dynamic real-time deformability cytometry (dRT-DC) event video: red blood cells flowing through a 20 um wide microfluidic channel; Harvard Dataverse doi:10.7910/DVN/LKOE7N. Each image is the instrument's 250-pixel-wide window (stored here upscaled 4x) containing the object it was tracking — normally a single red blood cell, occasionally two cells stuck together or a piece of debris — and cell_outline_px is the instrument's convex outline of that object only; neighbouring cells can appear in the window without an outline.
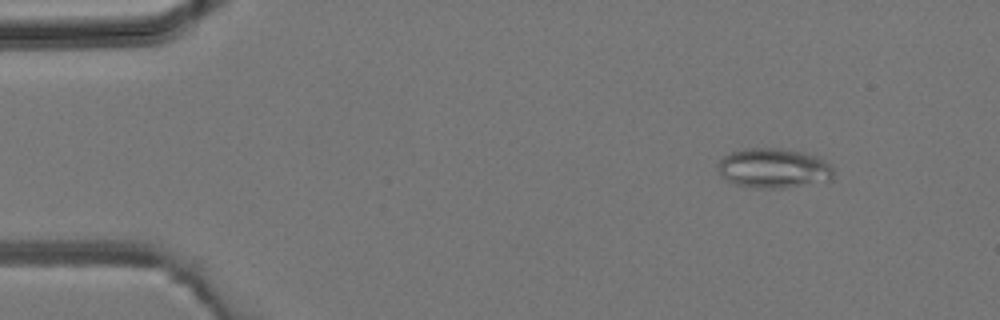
{"species": "common noctule bat (a hibernating species)", "species_latin": "Nyctalus noctula", "temperature_condition": "room temperature", "stored_images_in_passage": 44, "camera_frame_rate_fps": 3000, "um_per_image_px": 0.085, "animal": {"sex": "male", "body_mass_g": 19.2, "forearm_length_mm": 51.8}, "frame": {"image": 1, "passage_image": 5, "time_ms": 1.333, "image_size_px": [1000, 320], "cell_outline_px": [[832, 180], [784, 188], [752, 188], [732, 184], [720, 176], [716, 168], [716, 164], [724, 156], [732, 152], [744, 148], [780, 148], [804, 152], [820, 156], [832, 164]], "centroid_in_image_um": [65.74, 14.3], "position_along_channel_um": 19.3, "area_um2": 27.4}}
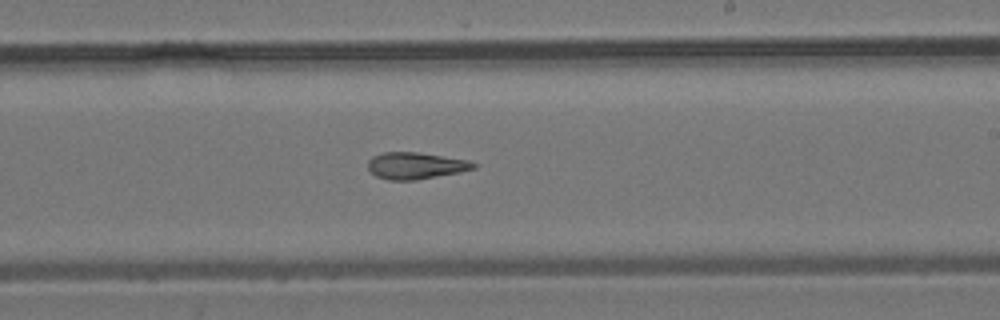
{"frame": {"image": 2, "passage_image": 26, "time_ms": 8.333, "image_size_px": [1000, 320], "cell_outline_px": [[476, 168], [460, 172], [416, 180], [388, 180], [376, 176], [368, 168], [368, 160], [372, 156], [384, 152], [416, 152], [468, 160], [476, 164]], "centroid_in_image_um": [35.31, 14.08], "position_along_channel_um": 253.7, "area_um2": 16.36}}
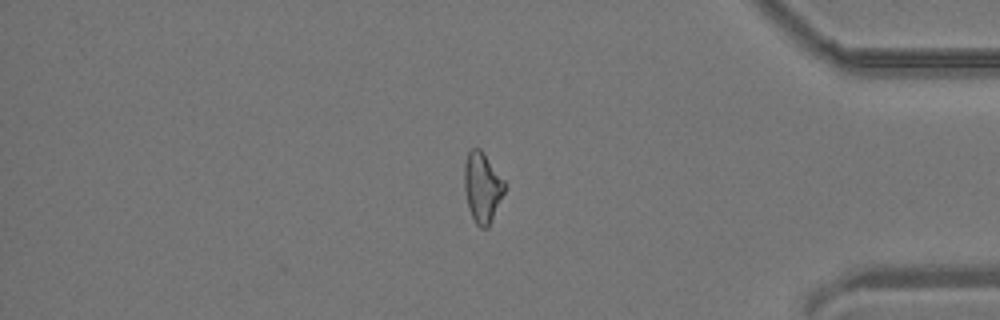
{"frame": {"image": 3, "passage_image": 37, "time_ms": 12.0, "image_size_px": [1000, 320], "cell_outline_px": [[508, 184], [488, 228], [480, 228], [476, 224], [468, 208], [464, 188], [464, 164], [468, 152], [472, 148], [480, 148]], "centroid_in_image_um": [41.01, 15.91], "position_along_channel_um": 394.2, "area_um2": 16.65}}